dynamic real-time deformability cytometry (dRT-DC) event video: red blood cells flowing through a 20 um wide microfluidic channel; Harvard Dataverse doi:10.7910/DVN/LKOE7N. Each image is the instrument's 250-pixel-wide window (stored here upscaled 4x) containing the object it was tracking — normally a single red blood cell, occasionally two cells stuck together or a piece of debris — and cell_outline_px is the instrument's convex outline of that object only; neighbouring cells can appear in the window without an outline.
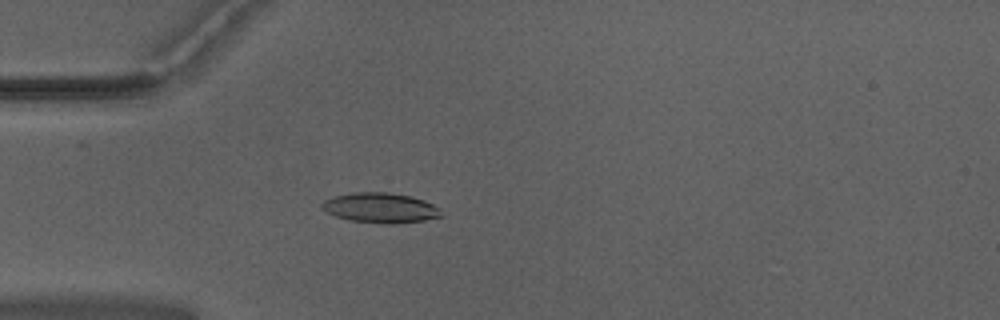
{"species": "Egyptian fruit bat (a non-hibernating species)", "species_latin": "Rousettus aegyptiacus", "temperature_condition": "warm", "stored_images_in_passage": 38, "camera_frame_rate_fps": 3000, "um_per_image_px": 0.085, "animal": {"sex": "male"}, "frame": {"image": 1, "passage_image": 6, "time_ms": 1.667, "image_size_px": [1000, 320], "cell_outline_px": [[444, 216], [424, 220], [392, 224], [384, 224], [348, 220], [336, 216], [320, 208], [320, 204], [324, 200], [332, 196], [352, 192], [388, 192], [408, 196], [424, 200], [440, 208]], "centroid_in_image_um": [32.32, 17.66], "position_along_channel_um": 52.7, "area_um2": 21.04}}
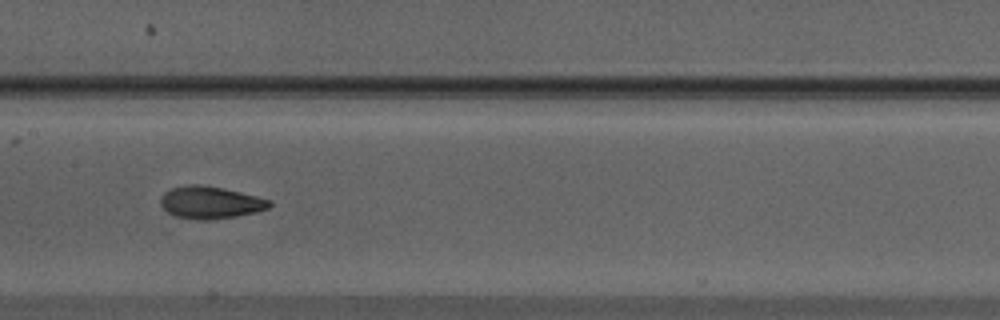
{"frame": {"image": 2, "passage_image": 17, "time_ms": 5.333, "image_size_px": [1000, 320], "cell_outline_px": [[272, 204], [268, 208], [256, 212], [236, 216], [204, 220], [196, 220], [176, 216], [168, 212], [160, 204], [160, 196], [164, 192], [172, 188], [196, 184], [224, 188], [272, 200]], "centroid_in_image_um": [17.88, 17.21], "position_along_channel_um": 189.5, "area_um2": 20.35}}
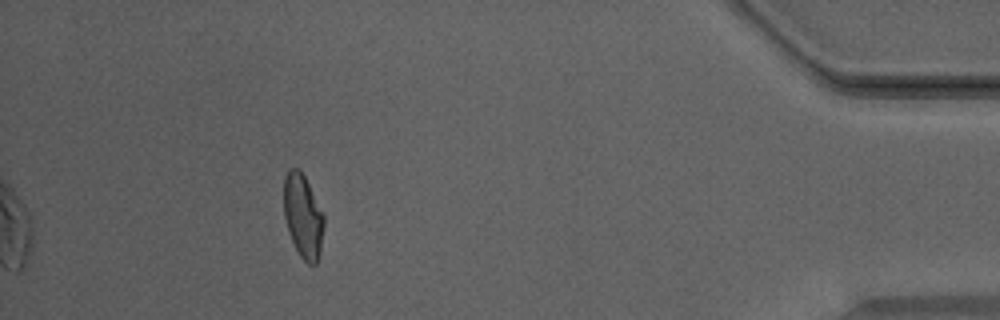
{"frame": {"image": 3, "passage_image": 38, "time_ms": 12.333, "image_size_px": [1000, 320], "cell_outline_px": [[324, 228], [320, 252], [316, 264], [308, 264], [300, 256], [292, 240], [284, 216], [284, 176], [288, 168], [300, 168], [324, 212]], "centroid_in_image_um": [25.77, 18.33], "position_along_channel_um": 409.4, "area_um2": 19.71}, "authors_computed_cell_mechanics": {"area_um2": 20.1144, "velocity_mm_per_s": 3.9757, "shape_relaxation_time_tau1_ms": null, "shape_relaxation_time_tau2_ms": 1.9687, "deformation_change_tau1": null, "deformation_change_tau2": 0.0754}}